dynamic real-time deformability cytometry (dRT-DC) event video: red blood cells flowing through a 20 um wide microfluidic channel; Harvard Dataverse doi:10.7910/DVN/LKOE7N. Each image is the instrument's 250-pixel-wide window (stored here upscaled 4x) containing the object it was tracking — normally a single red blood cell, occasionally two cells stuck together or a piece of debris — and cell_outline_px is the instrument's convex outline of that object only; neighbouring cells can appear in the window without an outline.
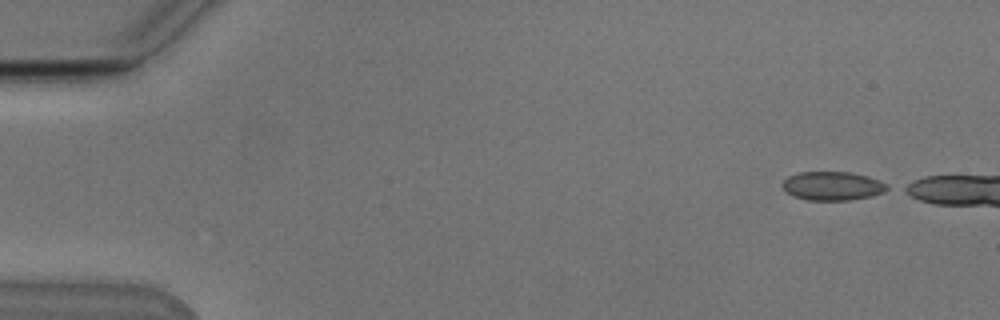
{"species": "Egyptian fruit bat (a non-hibernating species)", "species_latin": "Rousettus aegyptiacus", "temperature_condition": "cold", "stored_images_in_passage": 6, "camera_frame_rate_fps": 3000, "um_per_image_px": 0.085, "animal": {"sex": "male"}, "frame": {"image": 1, "passage_image": 1, "time_ms": 0.0, "image_size_px": [1000, 320], "cell_outline_px": [[892, 188], [884, 192], [872, 196], [848, 200], [808, 200], [796, 196], [788, 192], [780, 184], [788, 176], [796, 172], [848, 172], [868, 176], [880, 180], [888, 184]], "centroid_in_image_um": [70.81, 15.79], "position_along_channel_um": 14.2, "area_um2": 17.63}}